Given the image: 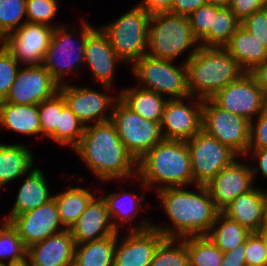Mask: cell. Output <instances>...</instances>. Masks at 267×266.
<instances>
[{
    "mask_svg": "<svg viewBox=\"0 0 267 266\" xmlns=\"http://www.w3.org/2000/svg\"><path fill=\"white\" fill-rule=\"evenodd\" d=\"M194 187L197 191L186 187L157 191L161 207L172 224H152V228L160 231L166 238L207 236L220 211L205 185Z\"/></svg>",
    "mask_w": 267,
    "mask_h": 266,
    "instance_id": "obj_1",
    "label": "cell"
},
{
    "mask_svg": "<svg viewBox=\"0 0 267 266\" xmlns=\"http://www.w3.org/2000/svg\"><path fill=\"white\" fill-rule=\"evenodd\" d=\"M73 151L102 183L134 180L137 176V161L125 148L111 120L85 126Z\"/></svg>",
    "mask_w": 267,
    "mask_h": 266,
    "instance_id": "obj_2",
    "label": "cell"
},
{
    "mask_svg": "<svg viewBox=\"0 0 267 266\" xmlns=\"http://www.w3.org/2000/svg\"><path fill=\"white\" fill-rule=\"evenodd\" d=\"M137 176L148 188L154 186L155 192L164 188L193 185L192 164L186 141L163 139L158 142L137 162Z\"/></svg>",
    "mask_w": 267,
    "mask_h": 266,
    "instance_id": "obj_3",
    "label": "cell"
},
{
    "mask_svg": "<svg viewBox=\"0 0 267 266\" xmlns=\"http://www.w3.org/2000/svg\"><path fill=\"white\" fill-rule=\"evenodd\" d=\"M190 96L211 99L245 71L224 47L200 46L186 62Z\"/></svg>",
    "mask_w": 267,
    "mask_h": 266,
    "instance_id": "obj_4",
    "label": "cell"
},
{
    "mask_svg": "<svg viewBox=\"0 0 267 266\" xmlns=\"http://www.w3.org/2000/svg\"><path fill=\"white\" fill-rule=\"evenodd\" d=\"M200 43L194 36L188 16L170 12L151 14L148 34L147 55L157 59L174 60L183 52L186 62L196 53Z\"/></svg>",
    "mask_w": 267,
    "mask_h": 266,
    "instance_id": "obj_5",
    "label": "cell"
},
{
    "mask_svg": "<svg viewBox=\"0 0 267 266\" xmlns=\"http://www.w3.org/2000/svg\"><path fill=\"white\" fill-rule=\"evenodd\" d=\"M80 24V31L65 24L55 28L47 49L42 65L59 85L67 83L64 76L84 65L86 40L96 28L83 18Z\"/></svg>",
    "mask_w": 267,
    "mask_h": 266,
    "instance_id": "obj_6",
    "label": "cell"
},
{
    "mask_svg": "<svg viewBox=\"0 0 267 266\" xmlns=\"http://www.w3.org/2000/svg\"><path fill=\"white\" fill-rule=\"evenodd\" d=\"M150 17V13L135 5L112 23L100 26L124 64L133 66L147 55Z\"/></svg>",
    "mask_w": 267,
    "mask_h": 266,
    "instance_id": "obj_7",
    "label": "cell"
},
{
    "mask_svg": "<svg viewBox=\"0 0 267 266\" xmlns=\"http://www.w3.org/2000/svg\"><path fill=\"white\" fill-rule=\"evenodd\" d=\"M174 60L157 59L144 55L133 66L132 74L138 85L152 90L167 99H183L190 96L187 86L185 62L174 65Z\"/></svg>",
    "mask_w": 267,
    "mask_h": 266,
    "instance_id": "obj_8",
    "label": "cell"
},
{
    "mask_svg": "<svg viewBox=\"0 0 267 266\" xmlns=\"http://www.w3.org/2000/svg\"><path fill=\"white\" fill-rule=\"evenodd\" d=\"M111 122L125 148L137 162L164 139L159 122L141 118L120 98L115 103Z\"/></svg>",
    "mask_w": 267,
    "mask_h": 266,
    "instance_id": "obj_9",
    "label": "cell"
},
{
    "mask_svg": "<svg viewBox=\"0 0 267 266\" xmlns=\"http://www.w3.org/2000/svg\"><path fill=\"white\" fill-rule=\"evenodd\" d=\"M186 143L192 164L193 186H206L223 168L239 158L235 151L208 135L204 130L198 132Z\"/></svg>",
    "mask_w": 267,
    "mask_h": 266,
    "instance_id": "obj_10",
    "label": "cell"
},
{
    "mask_svg": "<svg viewBox=\"0 0 267 266\" xmlns=\"http://www.w3.org/2000/svg\"><path fill=\"white\" fill-rule=\"evenodd\" d=\"M202 130L230 147L239 156H246L249 147L250 121L218 107L211 99L202 106Z\"/></svg>",
    "mask_w": 267,
    "mask_h": 266,
    "instance_id": "obj_11",
    "label": "cell"
},
{
    "mask_svg": "<svg viewBox=\"0 0 267 266\" xmlns=\"http://www.w3.org/2000/svg\"><path fill=\"white\" fill-rule=\"evenodd\" d=\"M152 224L147 218L131 226L121 241L120 232H117L113 266L150 265L159 244L166 238L160 231L153 229Z\"/></svg>",
    "mask_w": 267,
    "mask_h": 266,
    "instance_id": "obj_12",
    "label": "cell"
},
{
    "mask_svg": "<svg viewBox=\"0 0 267 266\" xmlns=\"http://www.w3.org/2000/svg\"><path fill=\"white\" fill-rule=\"evenodd\" d=\"M211 100L220 108L253 121L267 105L261 88L250 74L245 72L236 81L219 90Z\"/></svg>",
    "mask_w": 267,
    "mask_h": 266,
    "instance_id": "obj_13",
    "label": "cell"
},
{
    "mask_svg": "<svg viewBox=\"0 0 267 266\" xmlns=\"http://www.w3.org/2000/svg\"><path fill=\"white\" fill-rule=\"evenodd\" d=\"M54 28L25 22L0 42L23 65H42L50 46Z\"/></svg>",
    "mask_w": 267,
    "mask_h": 266,
    "instance_id": "obj_14",
    "label": "cell"
},
{
    "mask_svg": "<svg viewBox=\"0 0 267 266\" xmlns=\"http://www.w3.org/2000/svg\"><path fill=\"white\" fill-rule=\"evenodd\" d=\"M185 101H191L185 104ZM200 98L188 96L183 99H168L161 120L164 139L187 141L202 130V106Z\"/></svg>",
    "mask_w": 267,
    "mask_h": 266,
    "instance_id": "obj_15",
    "label": "cell"
},
{
    "mask_svg": "<svg viewBox=\"0 0 267 266\" xmlns=\"http://www.w3.org/2000/svg\"><path fill=\"white\" fill-rule=\"evenodd\" d=\"M59 92L84 126L89 125V123L91 125V123L110 121L115 103L120 98L119 93L117 96H112L90 87H79L68 83L59 85ZM106 111L110 113L108 112L107 115Z\"/></svg>",
    "mask_w": 267,
    "mask_h": 266,
    "instance_id": "obj_16",
    "label": "cell"
},
{
    "mask_svg": "<svg viewBox=\"0 0 267 266\" xmlns=\"http://www.w3.org/2000/svg\"><path fill=\"white\" fill-rule=\"evenodd\" d=\"M59 92V84L43 65L19 67L15 81L4 100L12 104L38 105Z\"/></svg>",
    "mask_w": 267,
    "mask_h": 266,
    "instance_id": "obj_17",
    "label": "cell"
},
{
    "mask_svg": "<svg viewBox=\"0 0 267 266\" xmlns=\"http://www.w3.org/2000/svg\"><path fill=\"white\" fill-rule=\"evenodd\" d=\"M9 223L27 248L65 229L61 224L54 198L13 217Z\"/></svg>",
    "mask_w": 267,
    "mask_h": 266,
    "instance_id": "obj_18",
    "label": "cell"
},
{
    "mask_svg": "<svg viewBox=\"0 0 267 266\" xmlns=\"http://www.w3.org/2000/svg\"><path fill=\"white\" fill-rule=\"evenodd\" d=\"M253 175L249 164L235 160L217 174L207 189L217 209L222 212L235 198L252 190Z\"/></svg>",
    "mask_w": 267,
    "mask_h": 266,
    "instance_id": "obj_19",
    "label": "cell"
},
{
    "mask_svg": "<svg viewBox=\"0 0 267 266\" xmlns=\"http://www.w3.org/2000/svg\"><path fill=\"white\" fill-rule=\"evenodd\" d=\"M84 65L89 66L92 78L102 85L104 91L113 89L117 64L124 63L111 47L108 36L100 27L88 36L85 46Z\"/></svg>",
    "mask_w": 267,
    "mask_h": 266,
    "instance_id": "obj_20",
    "label": "cell"
},
{
    "mask_svg": "<svg viewBox=\"0 0 267 266\" xmlns=\"http://www.w3.org/2000/svg\"><path fill=\"white\" fill-rule=\"evenodd\" d=\"M75 242L70 229H64L27 248V261L33 266H73Z\"/></svg>",
    "mask_w": 267,
    "mask_h": 266,
    "instance_id": "obj_21",
    "label": "cell"
},
{
    "mask_svg": "<svg viewBox=\"0 0 267 266\" xmlns=\"http://www.w3.org/2000/svg\"><path fill=\"white\" fill-rule=\"evenodd\" d=\"M70 230L75 244L100 240L117 233L112 225L106 201L100 195L89 202Z\"/></svg>",
    "mask_w": 267,
    "mask_h": 266,
    "instance_id": "obj_22",
    "label": "cell"
},
{
    "mask_svg": "<svg viewBox=\"0 0 267 266\" xmlns=\"http://www.w3.org/2000/svg\"><path fill=\"white\" fill-rule=\"evenodd\" d=\"M222 212L250 232H260L267 220V188L254 187L235 198Z\"/></svg>",
    "mask_w": 267,
    "mask_h": 266,
    "instance_id": "obj_23",
    "label": "cell"
},
{
    "mask_svg": "<svg viewBox=\"0 0 267 266\" xmlns=\"http://www.w3.org/2000/svg\"><path fill=\"white\" fill-rule=\"evenodd\" d=\"M43 171L33 168L19 187L16 200L8 216L3 221L9 222L13 217L35 209L53 198Z\"/></svg>",
    "mask_w": 267,
    "mask_h": 266,
    "instance_id": "obj_24",
    "label": "cell"
},
{
    "mask_svg": "<svg viewBox=\"0 0 267 266\" xmlns=\"http://www.w3.org/2000/svg\"><path fill=\"white\" fill-rule=\"evenodd\" d=\"M224 48L247 73L267 59V47L241 25Z\"/></svg>",
    "mask_w": 267,
    "mask_h": 266,
    "instance_id": "obj_25",
    "label": "cell"
},
{
    "mask_svg": "<svg viewBox=\"0 0 267 266\" xmlns=\"http://www.w3.org/2000/svg\"><path fill=\"white\" fill-rule=\"evenodd\" d=\"M135 179H139L138 183L140 182V188L142 189L141 195L134 194V192L114 191L102 196L106 201L112 225L117 232H120L119 229L123 228L124 225L132 223L133 219L139 215L140 210H144V191L149 188L138 176Z\"/></svg>",
    "mask_w": 267,
    "mask_h": 266,
    "instance_id": "obj_26",
    "label": "cell"
},
{
    "mask_svg": "<svg viewBox=\"0 0 267 266\" xmlns=\"http://www.w3.org/2000/svg\"><path fill=\"white\" fill-rule=\"evenodd\" d=\"M33 164L34 155L24 144L0 143V187L26 176Z\"/></svg>",
    "mask_w": 267,
    "mask_h": 266,
    "instance_id": "obj_27",
    "label": "cell"
},
{
    "mask_svg": "<svg viewBox=\"0 0 267 266\" xmlns=\"http://www.w3.org/2000/svg\"><path fill=\"white\" fill-rule=\"evenodd\" d=\"M0 126L14 133L40 136L38 105L12 104L0 102Z\"/></svg>",
    "mask_w": 267,
    "mask_h": 266,
    "instance_id": "obj_28",
    "label": "cell"
},
{
    "mask_svg": "<svg viewBox=\"0 0 267 266\" xmlns=\"http://www.w3.org/2000/svg\"><path fill=\"white\" fill-rule=\"evenodd\" d=\"M119 91L120 99L141 118L161 123L166 97L137 85Z\"/></svg>",
    "mask_w": 267,
    "mask_h": 266,
    "instance_id": "obj_29",
    "label": "cell"
},
{
    "mask_svg": "<svg viewBox=\"0 0 267 266\" xmlns=\"http://www.w3.org/2000/svg\"><path fill=\"white\" fill-rule=\"evenodd\" d=\"M69 187L66 191L53 195L61 224L65 229H70L77 222L89 202L95 197L89 188Z\"/></svg>",
    "mask_w": 267,
    "mask_h": 266,
    "instance_id": "obj_30",
    "label": "cell"
},
{
    "mask_svg": "<svg viewBox=\"0 0 267 266\" xmlns=\"http://www.w3.org/2000/svg\"><path fill=\"white\" fill-rule=\"evenodd\" d=\"M117 233L106 238L75 244L73 266H113Z\"/></svg>",
    "mask_w": 267,
    "mask_h": 266,
    "instance_id": "obj_31",
    "label": "cell"
},
{
    "mask_svg": "<svg viewBox=\"0 0 267 266\" xmlns=\"http://www.w3.org/2000/svg\"><path fill=\"white\" fill-rule=\"evenodd\" d=\"M251 232L223 212H219L208 237L224 253L243 244Z\"/></svg>",
    "mask_w": 267,
    "mask_h": 266,
    "instance_id": "obj_32",
    "label": "cell"
},
{
    "mask_svg": "<svg viewBox=\"0 0 267 266\" xmlns=\"http://www.w3.org/2000/svg\"><path fill=\"white\" fill-rule=\"evenodd\" d=\"M240 21L230 7H222L214 15L213 27L199 41L203 47H224L240 26Z\"/></svg>",
    "mask_w": 267,
    "mask_h": 266,
    "instance_id": "obj_33",
    "label": "cell"
},
{
    "mask_svg": "<svg viewBox=\"0 0 267 266\" xmlns=\"http://www.w3.org/2000/svg\"><path fill=\"white\" fill-rule=\"evenodd\" d=\"M190 266H220L224 252L208 236L186 237Z\"/></svg>",
    "mask_w": 267,
    "mask_h": 266,
    "instance_id": "obj_34",
    "label": "cell"
},
{
    "mask_svg": "<svg viewBox=\"0 0 267 266\" xmlns=\"http://www.w3.org/2000/svg\"><path fill=\"white\" fill-rule=\"evenodd\" d=\"M27 260V247L9 222L1 221L0 263L7 266L20 265ZM7 262V263H6Z\"/></svg>",
    "mask_w": 267,
    "mask_h": 266,
    "instance_id": "obj_35",
    "label": "cell"
},
{
    "mask_svg": "<svg viewBox=\"0 0 267 266\" xmlns=\"http://www.w3.org/2000/svg\"><path fill=\"white\" fill-rule=\"evenodd\" d=\"M65 105V98L60 92L38 104L41 136L59 143V120Z\"/></svg>",
    "mask_w": 267,
    "mask_h": 266,
    "instance_id": "obj_36",
    "label": "cell"
},
{
    "mask_svg": "<svg viewBox=\"0 0 267 266\" xmlns=\"http://www.w3.org/2000/svg\"><path fill=\"white\" fill-rule=\"evenodd\" d=\"M149 266H190L186 238H165Z\"/></svg>",
    "mask_w": 267,
    "mask_h": 266,
    "instance_id": "obj_37",
    "label": "cell"
},
{
    "mask_svg": "<svg viewBox=\"0 0 267 266\" xmlns=\"http://www.w3.org/2000/svg\"><path fill=\"white\" fill-rule=\"evenodd\" d=\"M25 16L26 0H0V41L23 25Z\"/></svg>",
    "mask_w": 267,
    "mask_h": 266,
    "instance_id": "obj_38",
    "label": "cell"
},
{
    "mask_svg": "<svg viewBox=\"0 0 267 266\" xmlns=\"http://www.w3.org/2000/svg\"><path fill=\"white\" fill-rule=\"evenodd\" d=\"M85 126L66 104L62 108L59 120V144L74 149L84 134Z\"/></svg>",
    "mask_w": 267,
    "mask_h": 266,
    "instance_id": "obj_39",
    "label": "cell"
},
{
    "mask_svg": "<svg viewBox=\"0 0 267 266\" xmlns=\"http://www.w3.org/2000/svg\"><path fill=\"white\" fill-rule=\"evenodd\" d=\"M59 0H26V22L58 27L52 19L59 9ZM54 25V26H53ZM56 25V26H55Z\"/></svg>",
    "mask_w": 267,
    "mask_h": 266,
    "instance_id": "obj_40",
    "label": "cell"
},
{
    "mask_svg": "<svg viewBox=\"0 0 267 266\" xmlns=\"http://www.w3.org/2000/svg\"><path fill=\"white\" fill-rule=\"evenodd\" d=\"M20 64L0 42V102L9 94Z\"/></svg>",
    "mask_w": 267,
    "mask_h": 266,
    "instance_id": "obj_41",
    "label": "cell"
},
{
    "mask_svg": "<svg viewBox=\"0 0 267 266\" xmlns=\"http://www.w3.org/2000/svg\"><path fill=\"white\" fill-rule=\"evenodd\" d=\"M221 8L222 7L217 5L207 3L188 16L193 34L198 41L213 27L214 15H216Z\"/></svg>",
    "mask_w": 267,
    "mask_h": 266,
    "instance_id": "obj_42",
    "label": "cell"
},
{
    "mask_svg": "<svg viewBox=\"0 0 267 266\" xmlns=\"http://www.w3.org/2000/svg\"><path fill=\"white\" fill-rule=\"evenodd\" d=\"M246 266H267V253L264 245V228L251 232L245 240Z\"/></svg>",
    "mask_w": 267,
    "mask_h": 266,
    "instance_id": "obj_43",
    "label": "cell"
},
{
    "mask_svg": "<svg viewBox=\"0 0 267 266\" xmlns=\"http://www.w3.org/2000/svg\"><path fill=\"white\" fill-rule=\"evenodd\" d=\"M255 119L250 122L248 150L267 148V105Z\"/></svg>",
    "mask_w": 267,
    "mask_h": 266,
    "instance_id": "obj_44",
    "label": "cell"
},
{
    "mask_svg": "<svg viewBox=\"0 0 267 266\" xmlns=\"http://www.w3.org/2000/svg\"><path fill=\"white\" fill-rule=\"evenodd\" d=\"M240 25L267 47V7L246 17Z\"/></svg>",
    "mask_w": 267,
    "mask_h": 266,
    "instance_id": "obj_45",
    "label": "cell"
},
{
    "mask_svg": "<svg viewBox=\"0 0 267 266\" xmlns=\"http://www.w3.org/2000/svg\"><path fill=\"white\" fill-rule=\"evenodd\" d=\"M229 7L241 22L254 12L267 7V0H230Z\"/></svg>",
    "mask_w": 267,
    "mask_h": 266,
    "instance_id": "obj_46",
    "label": "cell"
},
{
    "mask_svg": "<svg viewBox=\"0 0 267 266\" xmlns=\"http://www.w3.org/2000/svg\"><path fill=\"white\" fill-rule=\"evenodd\" d=\"M207 3L208 0H174L170 13L189 16Z\"/></svg>",
    "mask_w": 267,
    "mask_h": 266,
    "instance_id": "obj_47",
    "label": "cell"
},
{
    "mask_svg": "<svg viewBox=\"0 0 267 266\" xmlns=\"http://www.w3.org/2000/svg\"><path fill=\"white\" fill-rule=\"evenodd\" d=\"M251 154V158L255 159L258 161L256 166H250L251 172L253 175V180L256 179L255 176L262 174L264 178L267 180V148L264 149H257V150H247L246 157L247 155Z\"/></svg>",
    "mask_w": 267,
    "mask_h": 266,
    "instance_id": "obj_48",
    "label": "cell"
},
{
    "mask_svg": "<svg viewBox=\"0 0 267 266\" xmlns=\"http://www.w3.org/2000/svg\"><path fill=\"white\" fill-rule=\"evenodd\" d=\"M220 266H246L245 242L233 250L224 253Z\"/></svg>",
    "mask_w": 267,
    "mask_h": 266,
    "instance_id": "obj_49",
    "label": "cell"
},
{
    "mask_svg": "<svg viewBox=\"0 0 267 266\" xmlns=\"http://www.w3.org/2000/svg\"><path fill=\"white\" fill-rule=\"evenodd\" d=\"M174 0H142L136 6L143 8L150 14L170 12Z\"/></svg>",
    "mask_w": 267,
    "mask_h": 266,
    "instance_id": "obj_50",
    "label": "cell"
},
{
    "mask_svg": "<svg viewBox=\"0 0 267 266\" xmlns=\"http://www.w3.org/2000/svg\"><path fill=\"white\" fill-rule=\"evenodd\" d=\"M250 74L254 77L257 85L267 98V59L262 64L256 66Z\"/></svg>",
    "mask_w": 267,
    "mask_h": 266,
    "instance_id": "obj_51",
    "label": "cell"
},
{
    "mask_svg": "<svg viewBox=\"0 0 267 266\" xmlns=\"http://www.w3.org/2000/svg\"><path fill=\"white\" fill-rule=\"evenodd\" d=\"M208 3L217 5L219 7H229L230 0H208Z\"/></svg>",
    "mask_w": 267,
    "mask_h": 266,
    "instance_id": "obj_52",
    "label": "cell"
},
{
    "mask_svg": "<svg viewBox=\"0 0 267 266\" xmlns=\"http://www.w3.org/2000/svg\"><path fill=\"white\" fill-rule=\"evenodd\" d=\"M264 245H265V250L267 253V229L264 228Z\"/></svg>",
    "mask_w": 267,
    "mask_h": 266,
    "instance_id": "obj_53",
    "label": "cell"
},
{
    "mask_svg": "<svg viewBox=\"0 0 267 266\" xmlns=\"http://www.w3.org/2000/svg\"><path fill=\"white\" fill-rule=\"evenodd\" d=\"M25 266H33L32 264H30L27 260L25 261Z\"/></svg>",
    "mask_w": 267,
    "mask_h": 266,
    "instance_id": "obj_54",
    "label": "cell"
},
{
    "mask_svg": "<svg viewBox=\"0 0 267 266\" xmlns=\"http://www.w3.org/2000/svg\"><path fill=\"white\" fill-rule=\"evenodd\" d=\"M11 266H25V262L20 265H11Z\"/></svg>",
    "mask_w": 267,
    "mask_h": 266,
    "instance_id": "obj_55",
    "label": "cell"
}]
</instances>
